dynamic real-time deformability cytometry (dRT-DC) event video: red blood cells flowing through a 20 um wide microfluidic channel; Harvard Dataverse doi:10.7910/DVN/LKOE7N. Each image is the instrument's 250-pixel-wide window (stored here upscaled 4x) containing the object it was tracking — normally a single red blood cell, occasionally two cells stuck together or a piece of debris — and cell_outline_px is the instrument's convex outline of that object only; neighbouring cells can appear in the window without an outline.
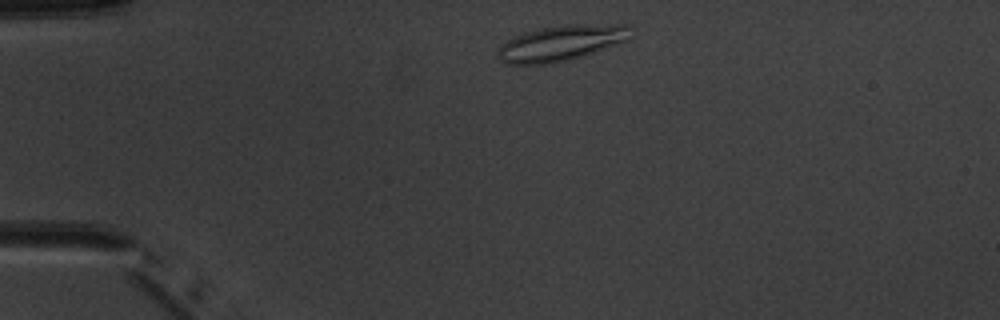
{"species": "common noctule bat (a hibernating species)", "species_latin": "Nyctalus noctula", "temperature_condition": "warm", "stored_images_in_passage": 2, "camera_frame_rate_fps": 3000, "um_per_image_px": 0.085, "animal": {"sex": "male", "body_mass_g": 20.1, "forearm_length_mm": 53.5}, "frame": {"image": 1, "passage_image": 1, "time_ms": 0.0, "image_size_px": [1000, 320], "cell_outline_px": [[632, 40], [580, 56], [548, 64], [508, 64], [500, 60], [496, 52], [500, 44], [512, 36], [524, 32], [540, 28], [576, 24], [632, 24]], "centroid_in_image_um": [47.74, 3.64], "position_along_channel_um": 37.3, "area_um2": 27.86}}